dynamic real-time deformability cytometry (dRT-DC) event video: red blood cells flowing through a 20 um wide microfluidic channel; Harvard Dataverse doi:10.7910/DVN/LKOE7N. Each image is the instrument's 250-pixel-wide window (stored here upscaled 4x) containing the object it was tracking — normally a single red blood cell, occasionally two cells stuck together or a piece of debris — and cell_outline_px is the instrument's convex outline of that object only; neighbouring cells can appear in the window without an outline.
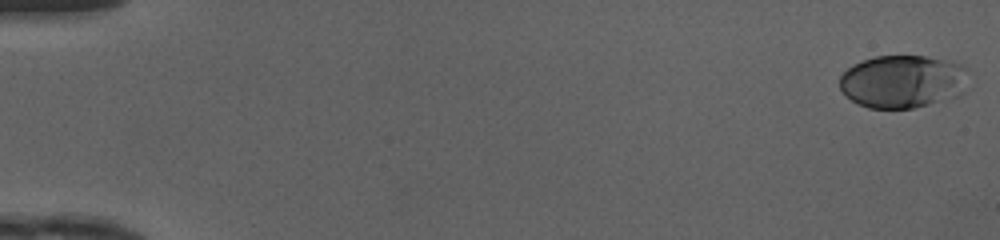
{"species": "human", "species_latin": "Homo sapiens", "temperature_condition": "cold", "stored_images_in_passage": 49, "camera_frame_rate_fps": 3000, "um_per_image_px": 0.085, "donor": {"sex": "female"}, "frame": {"image": 1, "passage_image": 1, "time_ms": 0.0, "image_size_px": [1000, 240], "cell_outline_px": [[968, 68], [964, 92], [960, 96], [912, 108], [868, 108], [852, 100], [840, 88], [840, 76], [852, 64], [876, 56], [924, 56], [964, 64]], "centroid_in_image_um": [76.77, 6.92], "position_along_channel_um": 8.2, "area_um2": 39.77}}
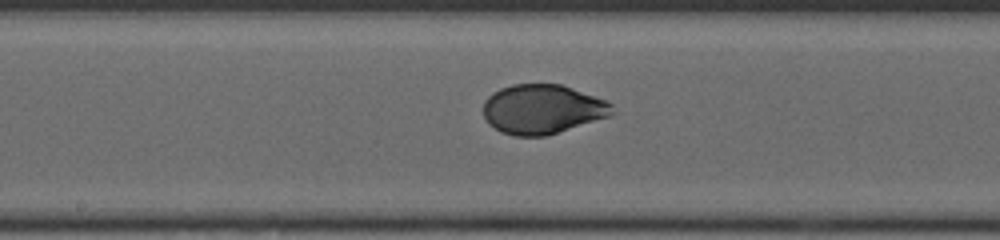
{"frame": {"image": 2, "passage_image": 27, "time_ms": 8.667, "image_size_px": [1000, 240], "cell_outline_px": [[616, 112], [612, 116], [544, 136], [516, 136], [500, 132], [488, 124], [484, 116], [484, 100], [492, 92], [500, 88], [512, 84], [560, 84], [604, 100], [612, 104]], "centroid_in_image_um": [46.09, 9.29], "position_along_channel_um": 202.1, "area_um2": 37.17}}
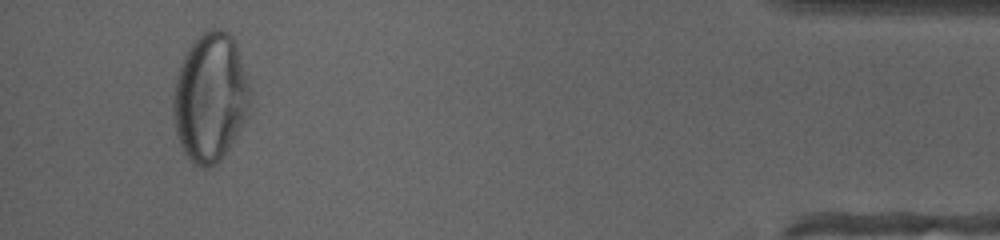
{"frame": {"image": 3, "passage_image": 47, "time_ms": 15.333, "image_size_px": [1000, 240], "cell_outline_px": [[252, 92], [248, 116], [224, 156], [216, 164], [208, 168], [200, 168], [188, 160], [176, 136], [172, 116], [172, 96], [176, 76], [180, 64], [188, 48], [200, 32], [208, 28], [220, 28], [228, 32], [232, 36], [236, 44]], "centroid_in_image_um": [17.86, 8.29], "position_along_channel_um": 417.3, "area_um2": 58.72}, "authors_computed_cell_mechanics": {"area_um2": 38.6104, "velocity_mm_per_s": 4.1697, "shape_relaxation_time_tau1_ms": 3.4616, "shape_relaxation_time_tau2_ms": null, "deformation_change_tau1": 0.1493, "deformation_change_tau2": null}}